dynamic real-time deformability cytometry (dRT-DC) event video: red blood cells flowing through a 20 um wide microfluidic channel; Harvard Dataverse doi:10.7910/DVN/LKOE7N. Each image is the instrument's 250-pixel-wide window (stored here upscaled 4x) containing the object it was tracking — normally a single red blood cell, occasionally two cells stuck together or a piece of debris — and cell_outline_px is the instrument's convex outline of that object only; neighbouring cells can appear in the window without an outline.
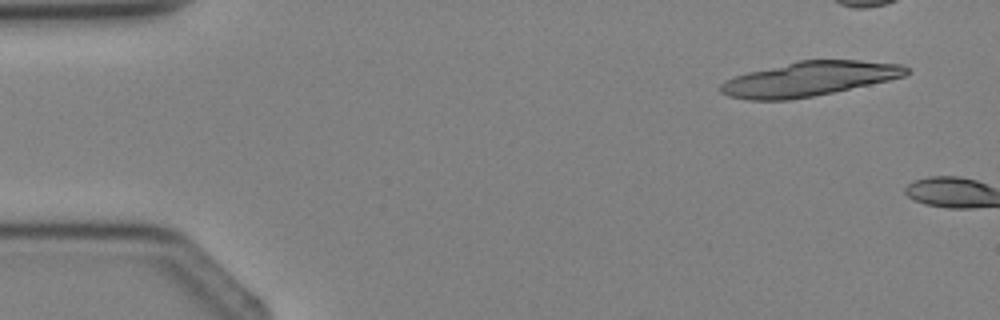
{"species": "Egyptian fruit bat (a non-hibernating species)", "species_latin": "Rousettus aegyptiacus", "temperature_condition": "cold", "stored_images_in_passage": 2, "camera_frame_rate_fps": 3000, "um_per_image_px": 0.085, "animal": {"sex": "female"}, "frame": {"image": 1, "passage_image": 1, "time_ms": 0.0, "image_size_px": [1000, 320], "cell_outline_px": [[908, 72], [904, 76], [888, 80], [832, 92], [812, 96], [788, 100], [748, 100], [728, 96], [720, 92], [720, 84], [724, 80], [748, 72], [796, 60], [860, 60], [900, 64], [908, 68]], "centroid_in_image_um": [68.72, 6.7], "position_along_channel_um": 16.3, "area_um2": 37.11}}